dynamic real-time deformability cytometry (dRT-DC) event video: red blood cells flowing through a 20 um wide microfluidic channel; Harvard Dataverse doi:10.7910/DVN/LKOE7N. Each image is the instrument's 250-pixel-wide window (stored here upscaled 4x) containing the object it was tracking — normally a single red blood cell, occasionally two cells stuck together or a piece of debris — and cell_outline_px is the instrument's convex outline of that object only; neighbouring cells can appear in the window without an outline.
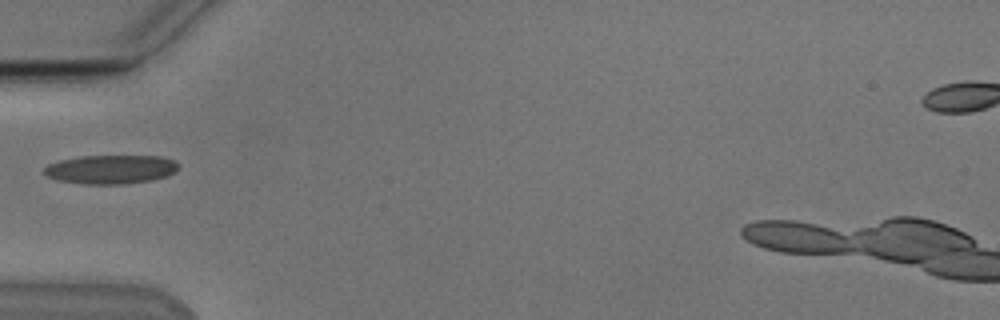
{"species": "Egyptian fruit bat (a non-hibernating species)", "species_latin": "Rousettus aegyptiacus", "temperature_condition": "cold", "stored_images_in_passage": 37, "segment_of_instrument_passage": [1, 2], "camera_frame_rate_fps": 3000, "um_per_image_px": 0.085, "animal": {"sex": "male"}, "frame": {"image": 1, "passage_image": 1, "time_ms": 0.0, "image_size_px": [1000, 320], "cell_outline_px": [[180, 168], [176, 172], [168, 176], [152, 180], [120, 184], [84, 184], [56, 180], [48, 176], [44, 172], [44, 168], [48, 164], [60, 160], [80, 156], [164, 156], [176, 160], [180, 164]], "centroid_in_image_um": [9.49, 14.39], "position_along_channel_um": 75.5, "area_um2": 22.89}}
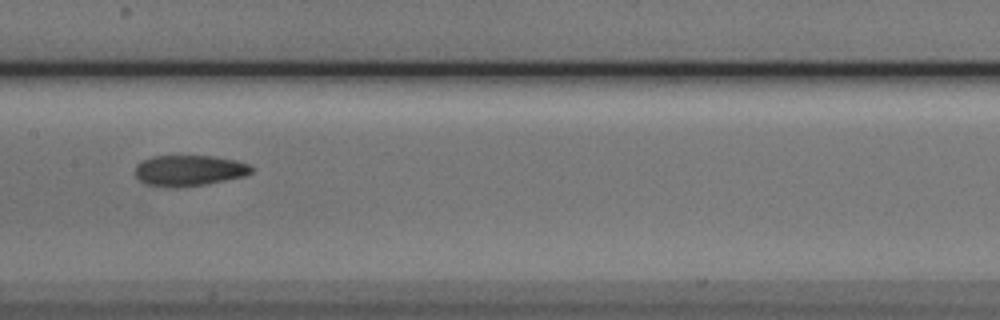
{"frame": {"image": 2, "passage_image": 10, "time_ms": 3.0, "image_size_px": [1000, 320], "cell_outline_px": [[252, 172], [244, 176], [204, 184], [176, 188], [144, 184], [136, 176], [136, 164], [140, 160], [152, 156], [212, 156], [236, 160], [248, 164], [252, 168]], "centroid_in_image_um": [16.03, 14.49], "position_along_channel_um": 191.4, "area_um2": 20.87}}
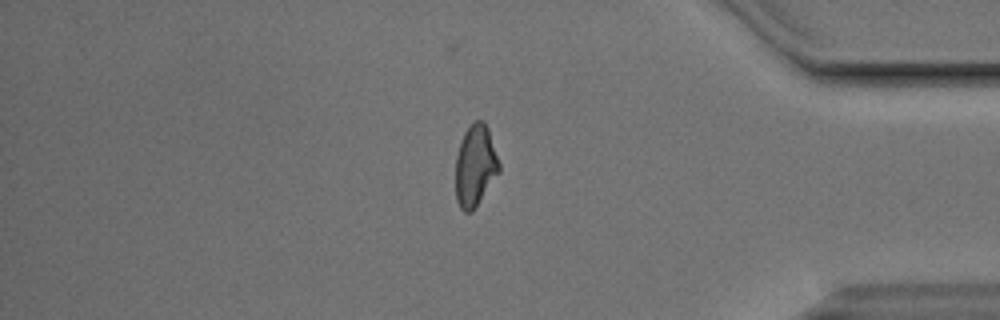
{"frame": {"image": 3, "passage_image": 28, "time_ms": 9.0, "image_size_px": [1000, 320], "cell_outline_px": [[500, 172], [472, 212], [464, 212], [460, 208], [456, 200], [456, 156], [464, 132], [476, 120], [484, 120], [488, 128], [500, 164]], "centroid_in_image_um": [40.4, 14.1], "position_along_channel_um": 394.8, "area_um2": 20.63}}